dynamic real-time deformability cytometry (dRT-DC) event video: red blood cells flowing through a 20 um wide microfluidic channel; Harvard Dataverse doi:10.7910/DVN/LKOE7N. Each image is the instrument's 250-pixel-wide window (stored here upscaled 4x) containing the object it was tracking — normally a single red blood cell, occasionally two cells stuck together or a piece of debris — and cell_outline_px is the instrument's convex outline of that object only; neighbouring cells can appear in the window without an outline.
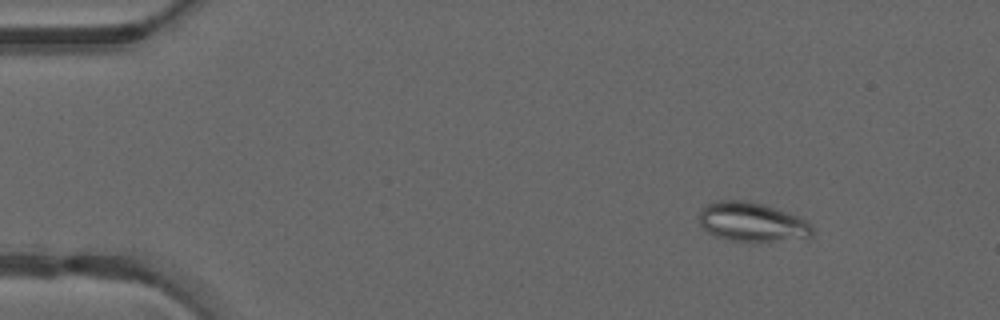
{"species": "common noctule bat (a hibernating species)", "species_latin": "Nyctalus noctula", "temperature_condition": "warm", "stored_images_in_passage": 49, "camera_frame_rate_fps": 3000, "um_per_image_px": 0.085, "animal": {"sex": "male", "forearm_length_mm": 52.5}, "frame": {"image": 1, "passage_image": 6, "time_ms": 1.667, "image_size_px": [1000, 320], "cell_outline_px": [[812, 236], [808, 240], [728, 240], [712, 236], [700, 224], [700, 208], [704, 204], [716, 200], [744, 200], [760, 204], [788, 212], [812, 224]], "centroid_in_image_um": [63.91, 18.87], "position_along_channel_um": 21.1, "area_um2": 25.89}}
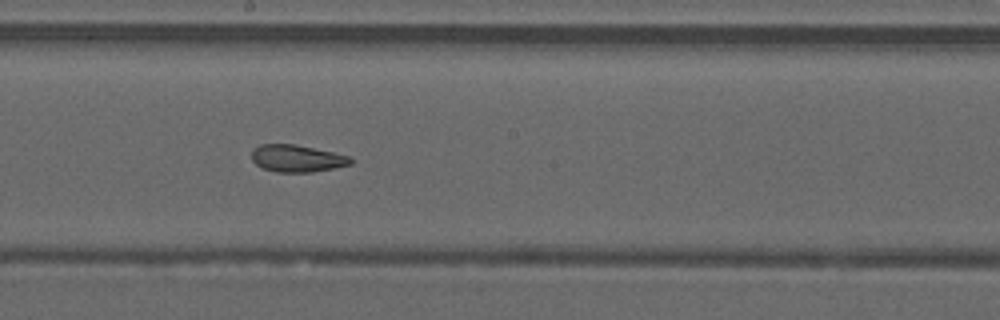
{"frame": {"image": 2, "passage_image": 27, "time_ms": 8.667, "image_size_px": [1000, 320], "cell_outline_px": [[352, 164], [312, 172], [276, 172], [264, 168], [256, 164], [252, 160], [252, 148], [260, 144], [296, 144], [332, 152], [348, 156], [352, 160]], "centroid_in_image_um": [25.2, 13.46], "position_along_channel_um": 223.0, "area_um2": 15.55}}
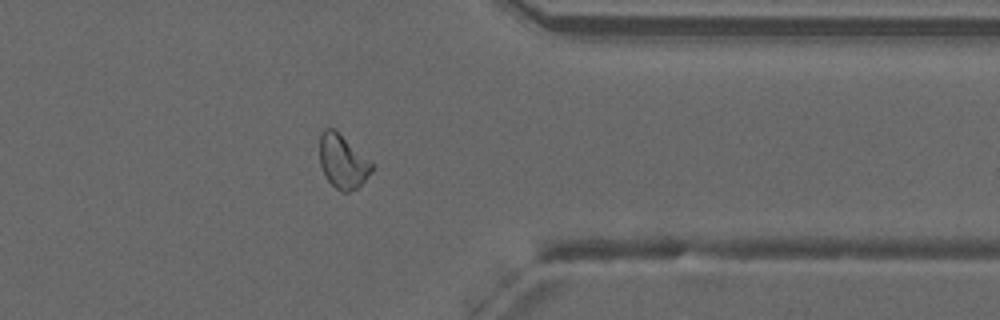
{"frame": {"image": 3, "passage_image": 39, "time_ms": 12.667, "image_size_px": [1000, 320], "cell_outline_px": [[376, 164], [372, 172], [356, 188], [348, 192], [340, 192], [324, 176], [320, 164], [320, 132], [324, 128], [332, 128]], "centroid_in_image_um": [29.14, 13.74], "position_along_channel_um": 382.3, "area_um2": 16.36}, "authors_computed_cell_mechanics": {"area_um2": 18.0914, "velocity_mm_per_s": 4.2141, "shape_relaxation_time_tau1_ms": null, "shape_relaxation_time_tau2_ms": 2.4157, "deformation_change_tau1": null, "deformation_change_tau2": 0.0938}}